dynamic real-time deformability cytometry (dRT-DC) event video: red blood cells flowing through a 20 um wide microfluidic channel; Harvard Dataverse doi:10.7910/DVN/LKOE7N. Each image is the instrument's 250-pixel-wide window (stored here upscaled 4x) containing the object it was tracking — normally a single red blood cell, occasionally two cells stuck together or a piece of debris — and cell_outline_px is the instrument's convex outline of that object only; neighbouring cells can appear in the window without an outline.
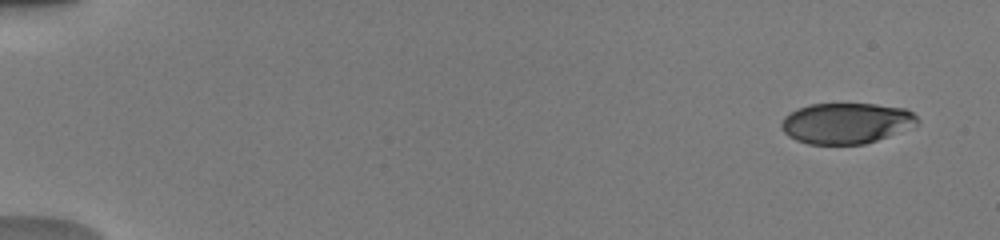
{"species": "human", "species_latin": "Homo sapiens", "temperature_condition": "warm", "stored_images_in_passage": 8, "camera_frame_rate_fps": 3000, "um_per_image_px": 0.085, "donor": {"sex": "male"}, "frame": {"image": 1, "passage_image": 1, "time_ms": 0.0, "image_size_px": [1000, 240], "cell_outline_px": [[920, 124], [888, 136], [864, 144], [808, 144], [796, 140], [788, 136], [780, 128], [780, 124], [784, 116], [796, 108], [808, 104], [876, 104], [904, 108], [912, 112], [920, 120]], "centroid_in_image_um": [71.91, 10.46], "position_along_channel_um": 13.1, "area_um2": 32.54}}
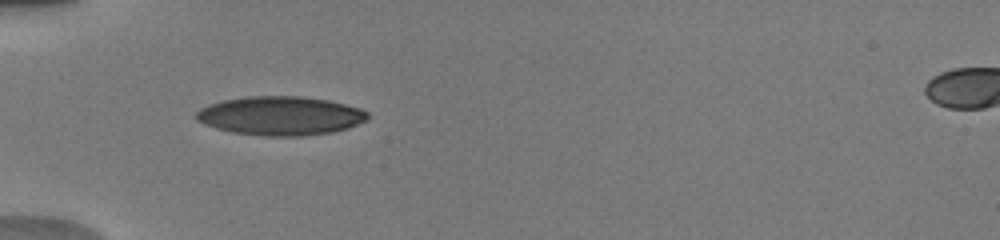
{"frame": {"image": 2, "passage_image": 6, "time_ms": 5.0, "image_size_px": [1000, 240], "cell_outline_px": [[368, 120], [348, 128], [332, 132], [304, 136], [264, 136], [232, 132], [216, 128], [204, 124], [196, 120], [192, 116], [200, 108], [208, 104], [224, 100], [248, 96], [300, 96], [328, 100], [360, 108], [368, 112]], "centroid_in_image_um": [23.82, 9.84], "position_along_channel_um": 61.2, "area_um2": 39.07}}
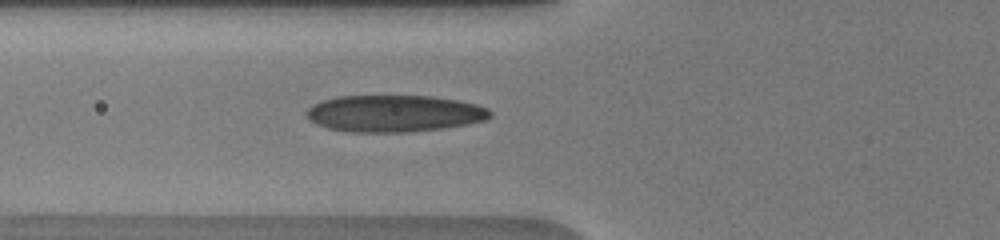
{"frame": {"image": 3, "passage_image": 8, "time_ms": 6.0, "image_size_px": [1000, 240], "cell_outline_px": [[492, 116], [484, 120], [468, 124], [444, 128], [412, 132], [352, 132], [328, 128], [316, 124], [308, 120], [304, 112], [312, 104], [320, 100], [336, 96], [432, 96], [456, 100], [476, 104], [488, 108], [492, 112]], "centroid_in_image_um": [33.47, 9.65], "position_along_channel_um": 92.3, "area_um2": 39.77}}